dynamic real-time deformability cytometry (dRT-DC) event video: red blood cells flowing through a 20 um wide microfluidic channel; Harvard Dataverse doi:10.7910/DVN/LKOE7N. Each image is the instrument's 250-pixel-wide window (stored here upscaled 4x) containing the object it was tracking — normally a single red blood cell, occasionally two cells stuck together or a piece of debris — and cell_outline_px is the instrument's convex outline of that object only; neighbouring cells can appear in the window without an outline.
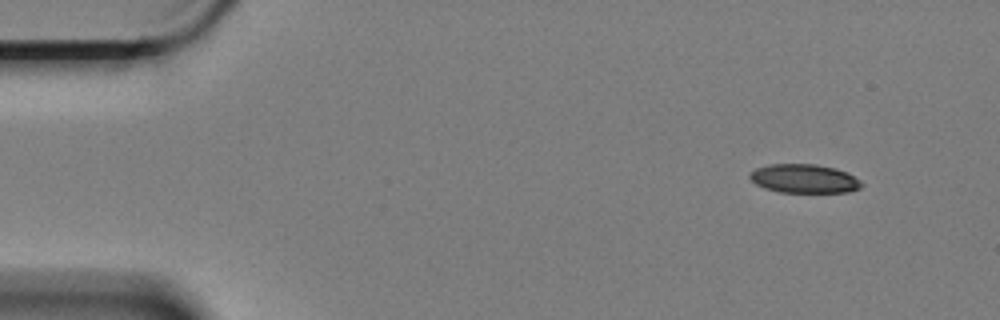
{"species": "Egyptian fruit bat (a non-hibernating species)", "species_latin": "Rousettus aegyptiacus", "temperature_condition": "cold", "stored_images_in_passage": 5, "camera_frame_rate_fps": 3000, "um_per_image_px": 0.085, "animal": {"sex": "female"}, "frame": {"image": 1, "passage_image": 1, "time_ms": 0.0, "image_size_px": [1000, 320], "cell_outline_px": [[864, 184], [860, 188], [848, 192], [780, 192], [764, 188], [756, 184], [748, 176], [756, 168], [768, 164], [816, 164], [836, 168], [848, 172], [860, 180]], "centroid_in_image_um": [68.38, 15.18], "position_along_channel_um": 16.6, "area_um2": 18.84}}
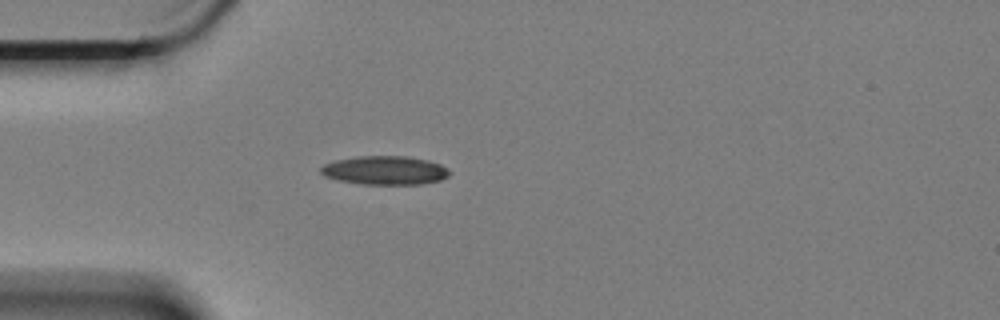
{"frame": {"image": 2, "passage_image": 4, "time_ms": 1.0, "image_size_px": [1000, 320], "cell_outline_px": [[452, 172], [448, 176], [440, 180], [420, 184], [364, 184], [340, 180], [324, 176], [320, 172], [320, 168], [324, 164], [336, 160], [356, 156], [408, 156], [428, 160], [440, 164], [448, 168]], "centroid_in_image_um": [32.74, 14.47], "position_along_channel_um": 52.3, "area_um2": 21.56}}